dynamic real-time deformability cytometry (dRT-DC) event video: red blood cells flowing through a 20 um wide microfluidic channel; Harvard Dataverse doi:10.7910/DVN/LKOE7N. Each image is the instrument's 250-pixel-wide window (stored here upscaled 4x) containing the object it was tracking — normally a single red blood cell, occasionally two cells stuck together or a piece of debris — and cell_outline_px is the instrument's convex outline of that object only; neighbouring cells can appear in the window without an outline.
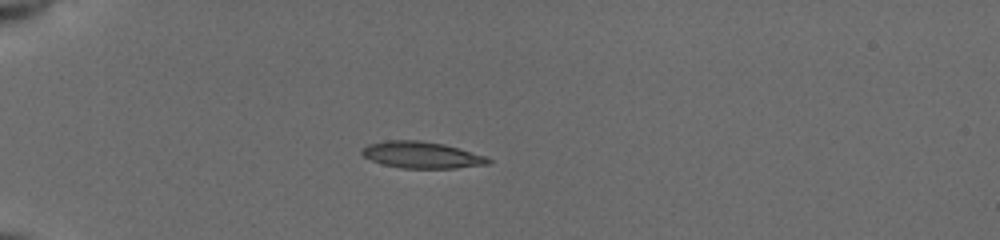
{"species": "common noctule bat (a hibernating species)", "species_latin": "Nyctalus noctula", "temperature_condition": "cold", "stored_images_in_passage": 38, "camera_frame_rate_fps": 3000, "um_per_image_px": 0.085, "animal": {"sex": "female", "body_mass_g": 19.5, "forearm_length_mm": 54.1}, "frame": {"image": 1, "passage_image": 1, "time_ms": 0.0, "image_size_px": [1000, 240], "cell_outline_px": [[492, 160], [488, 164], [456, 168], [400, 168], [384, 164], [372, 160], [364, 156], [360, 152], [360, 148], [368, 144], [388, 140], [420, 140], [444, 144], [488, 156]], "centroid_in_image_um": [35.85, 13.16], "position_along_channel_um": 49.1, "area_um2": 19.65}}
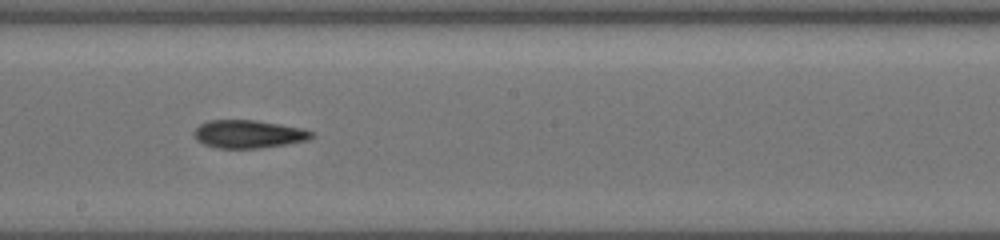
{"frame": {"image": 2, "passage_image": 17, "time_ms": 5.333, "image_size_px": [1000, 240], "cell_outline_px": [[316, 136], [308, 140], [260, 148], [216, 148], [204, 144], [196, 140], [192, 132], [200, 124], [208, 120], [256, 120], [304, 128], [316, 132]], "centroid_in_image_um": [21.15, 11.39], "position_along_channel_um": 227.1, "area_um2": 19.42}}
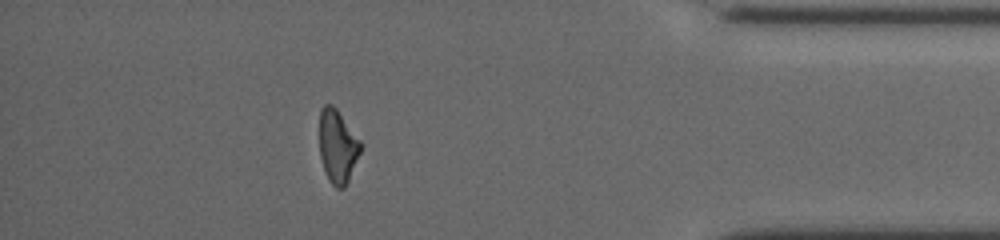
{"frame": {"image": 3, "passage_image": 33, "time_ms": 10.667, "image_size_px": [1000, 240], "cell_outline_px": [[364, 144], [348, 180], [344, 188], [336, 188], [328, 180], [320, 156], [320, 108], [324, 104], [332, 104], [336, 108]], "centroid_in_image_um": [28.71, 12.42], "position_along_channel_um": 406.5, "area_um2": 17.63}, "authors_computed_cell_mechanics": {"area_um2": 18.8139, "velocity_mm_per_s": 3.9524, "shape_relaxation_time_tau1_ms": 5.4786, "shape_relaxation_time_tau2_ms": 5.8631, "deformation_change_tau1": 0.1574, "deformation_change_tau2": 0.1475}}